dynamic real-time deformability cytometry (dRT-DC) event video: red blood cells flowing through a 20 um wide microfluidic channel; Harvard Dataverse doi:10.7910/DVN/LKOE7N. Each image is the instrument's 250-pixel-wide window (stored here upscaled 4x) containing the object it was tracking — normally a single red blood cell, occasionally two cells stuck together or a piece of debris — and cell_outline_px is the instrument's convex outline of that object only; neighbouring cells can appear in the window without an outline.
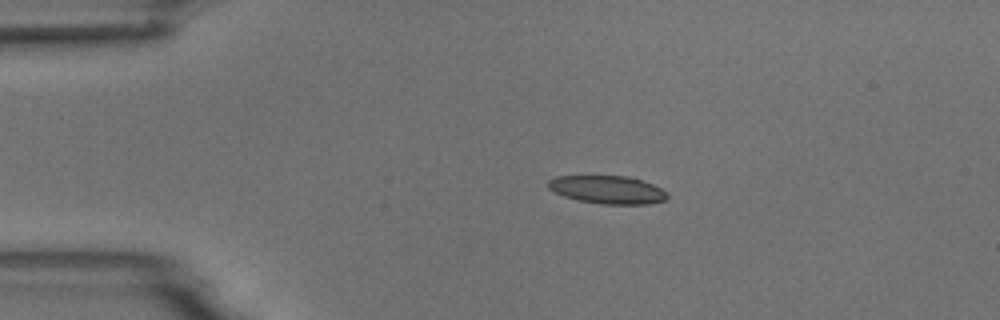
{"species": "common noctule bat (a hibernating species)", "species_latin": "Nyctalus noctula", "temperature_condition": "room temperature", "stored_images_in_passage": 5, "camera_frame_rate_fps": 3000, "um_per_image_px": 0.085, "animal": {"sex": "male", "body_mass_g": 18.8}, "frame": {"image": 1, "passage_image": 3, "time_ms": 2.0, "image_size_px": [1000, 320], "cell_outline_px": [[668, 196], [664, 200], [648, 204], [604, 204], [576, 200], [564, 196], [548, 188], [548, 180], [556, 176], [628, 176], [652, 184], [660, 188]], "centroid_in_image_um": [51.6, 16.12], "position_along_channel_um": 33.4, "area_um2": 19.25}}
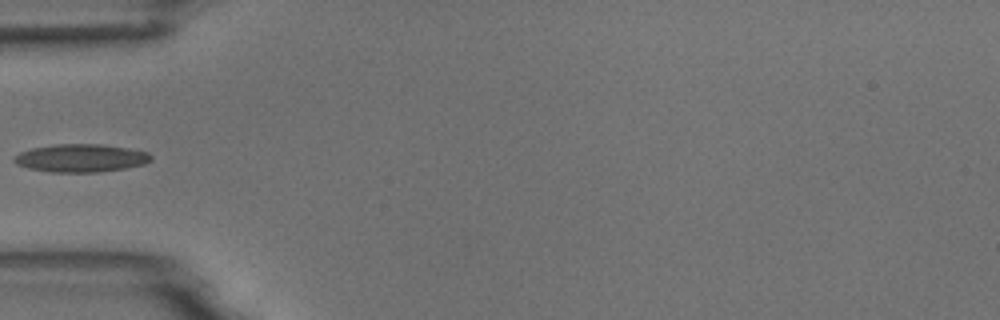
{"frame": {"image": 2, "passage_image": 5, "time_ms": 4.333, "image_size_px": [1000, 320], "cell_outline_px": [[152, 160], [144, 164], [124, 168], [100, 172], [52, 172], [28, 168], [16, 164], [12, 160], [20, 152], [32, 148], [56, 144], [100, 144], [128, 148], [148, 152], [152, 156]], "centroid_in_image_um": [6.88, 13.43], "position_along_channel_um": 78.1, "area_um2": 22.25}}